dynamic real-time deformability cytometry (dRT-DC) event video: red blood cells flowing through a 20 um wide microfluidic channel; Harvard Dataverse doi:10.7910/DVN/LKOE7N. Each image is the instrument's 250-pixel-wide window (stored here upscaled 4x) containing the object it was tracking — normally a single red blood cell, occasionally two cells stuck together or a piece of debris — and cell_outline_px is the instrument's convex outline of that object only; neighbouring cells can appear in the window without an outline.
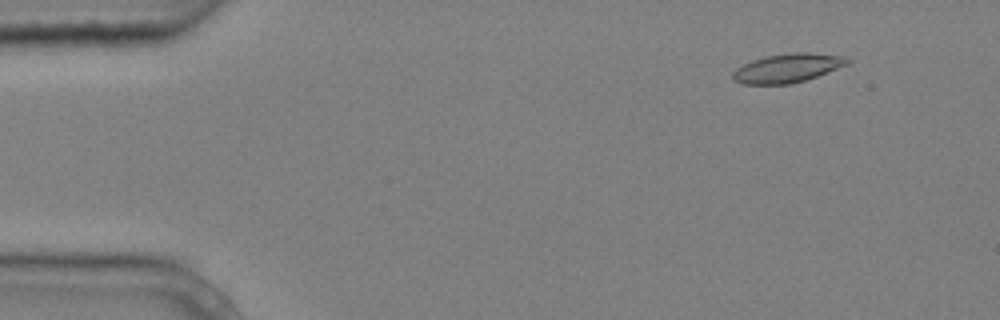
{"species": "common noctule bat (a hibernating species)", "species_latin": "Nyctalus noctula", "temperature_condition": "cold", "stored_images_in_passage": 4, "camera_frame_rate_fps": 3000, "um_per_image_px": 0.085, "animal": {"sex": "male", "body_mass_g": 20.4}, "frame": {"image": 1, "passage_image": 1, "time_ms": 0.0, "image_size_px": [1000, 320], "cell_outline_px": [[852, 60], [848, 64], [816, 76], [804, 80], [788, 84], [744, 84], [732, 80], [732, 72], [736, 68], [752, 60], [764, 56], [796, 52], [808, 52], [844, 56]], "centroid_in_image_um": [66.91, 5.78], "position_along_channel_um": 18.1, "area_um2": 19.19}}
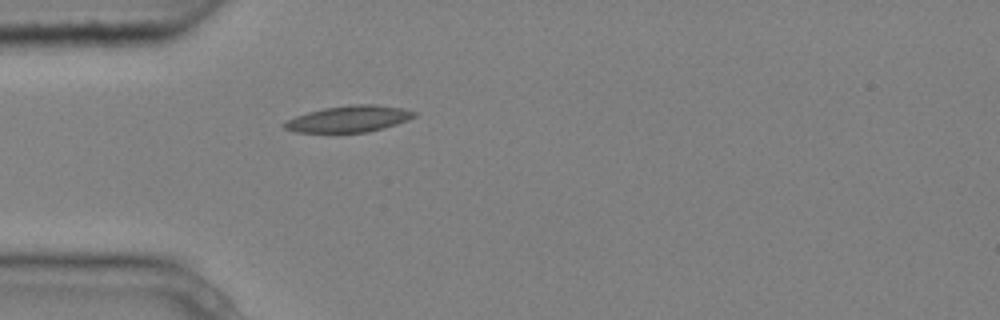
{"frame": {"image": 2, "passage_image": 4, "time_ms": 1.0, "image_size_px": [1000, 320], "cell_outline_px": [[416, 116], [408, 120], [384, 128], [368, 132], [296, 132], [284, 128], [280, 124], [296, 116], [308, 112], [324, 108], [352, 104], [376, 104], [404, 108], [416, 112]], "centroid_in_image_um": [29.68, 10.1], "position_along_channel_um": 55.3, "area_um2": 20.0}}